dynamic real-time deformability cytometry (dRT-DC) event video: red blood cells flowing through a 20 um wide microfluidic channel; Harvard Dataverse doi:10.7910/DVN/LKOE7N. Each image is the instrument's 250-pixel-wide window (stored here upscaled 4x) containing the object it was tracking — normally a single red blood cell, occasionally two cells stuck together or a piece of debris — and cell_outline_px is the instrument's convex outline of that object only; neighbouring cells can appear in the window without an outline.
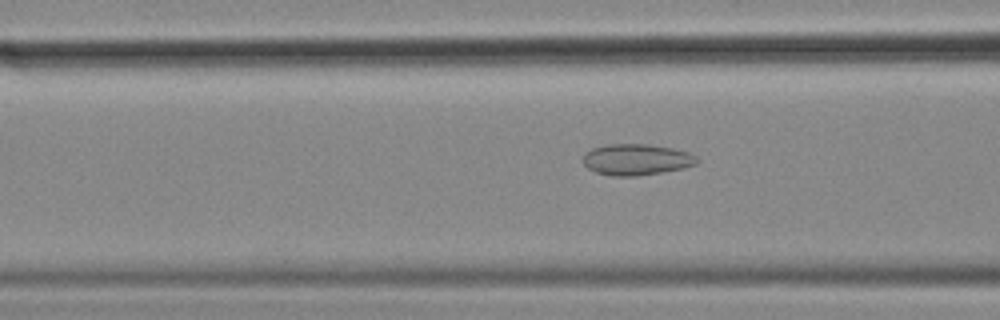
{"species": "common noctule bat (a hibernating species)", "species_latin": "Nyctalus noctula", "temperature_condition": "cold", "stored_images_in_passage": 57, "camera_frame_rate_fps": 3000, "um_per_image_px": 0.085, "animal": {"sex": "female", "body_mass_g": 18.4}, "frame": {"image": 1, "passage_image": 22, "time_ms": 7.0, "image_size_px": [1000, 320], "cell_outline_px": [[700, 160], [696, 164], [684, 168], [636, 176], [612, 176], [596, 172], [588, 168], [584, 164], [584, 152], [592, 148], [608, 144], [648, 144], [672, 148], [692, 152]], "centroid_in_image_um": [54.12, 13.55], "position_along_channel_um": 112.5, "area_um2": 20.81}}
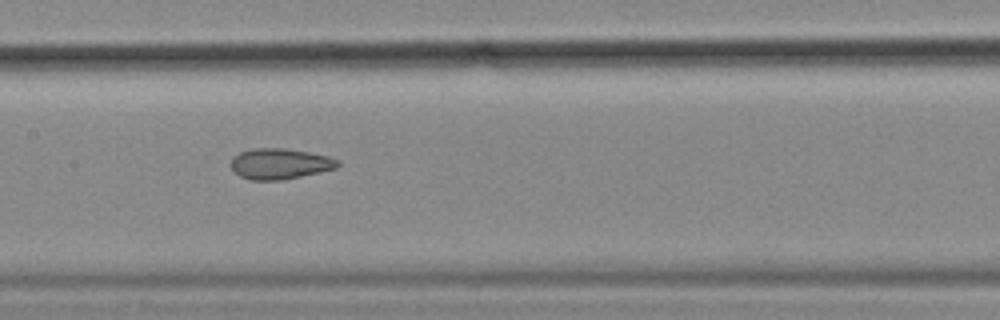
{"frame": {"image": 2, "passage_image": 28, "time_ms": 9.0, "image_size_px": [1000, 320], "cell_outline_px": [[340, 164], [336, 168], [320, 172], [280, 180], [248, 180], [240, 176], [232, 168], [232, 156], [240, 152], [252, 148], [284, 148], [308, 152], [328, 156], [340, 160]], "centroid_in_image_um": [23.79, 13.91], "position_along_channel_um": 183.6, "area_um2": 19.07}}
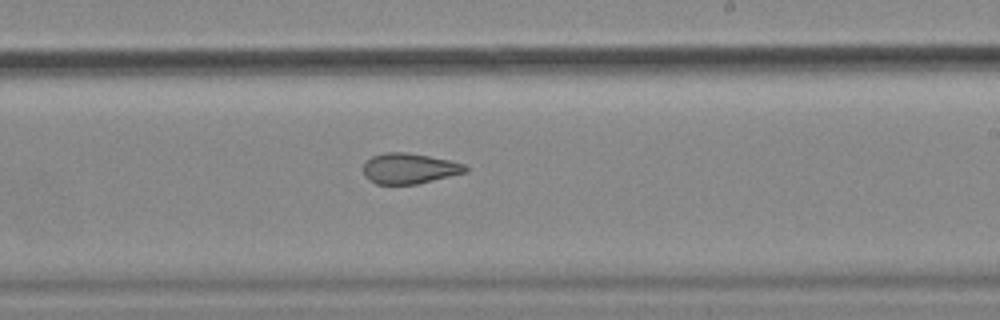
{"frame": {"image": 3, "passage_image": 34, "time_ms": 11.0, "image_size_px": [1000, 320], "cell_outline_px": [[468, 172], [416, 184], [376, 184], [368, 180], [364, 176], [364, 164], [372, 156], [384, 152], [408, 152], [448, 160], [464, 164], [468, 168]], "centroid_in_image_um": [34.78, 14.32], "position_along_channel_um": 254.2, "area_um2": 18.15}, "authors_computed_cell_mechanics": {"area_um2": 21.5016, "velocity_mm_per_s": 3.5527, "shape_relaxation_time_tau1_ms": null, "shape_relaxation_time_tau2_ms": 2.2827, "deformation_change_tau1": null, "deformation_change_tau2": 0.0994}}